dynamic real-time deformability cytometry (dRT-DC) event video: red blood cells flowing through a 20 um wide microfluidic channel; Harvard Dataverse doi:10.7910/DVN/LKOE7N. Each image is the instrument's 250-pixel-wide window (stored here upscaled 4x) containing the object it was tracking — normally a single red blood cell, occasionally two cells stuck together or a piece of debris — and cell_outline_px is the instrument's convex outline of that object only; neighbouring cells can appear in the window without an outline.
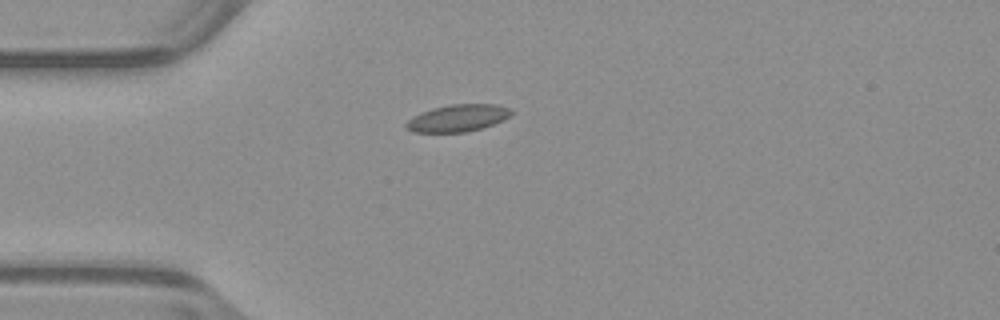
{"species": "common noctule bat (a hibernating species)", "species_latin": "Nyctalus noctula", "temperature_condition": "warm", "stored_images_in_passage": 40, "camera_frame_rate_fps": 3000, "um_per_image_px": 0.085, "animal": {"sex": "male", "body_mass_g": 23.1, "forearm_length_mm": 52.7}, "frame": {"image": 1, "passage_image": 1, "time_ms": 0.0, "image_size_px": [1000, 320], "cell_outline_px": [[512, 112], [504, 120], [484, 128], [468, 132], [412, 132], [404, 128], [404, 124], [412, 116], [420, 112], [432, 108], [452, 104], [496, 104], [512, 108]], "centroid_in_image_um": [38.9, 10.04], "position_along_channel_um": 46.1, "area_um2": 16.88}}
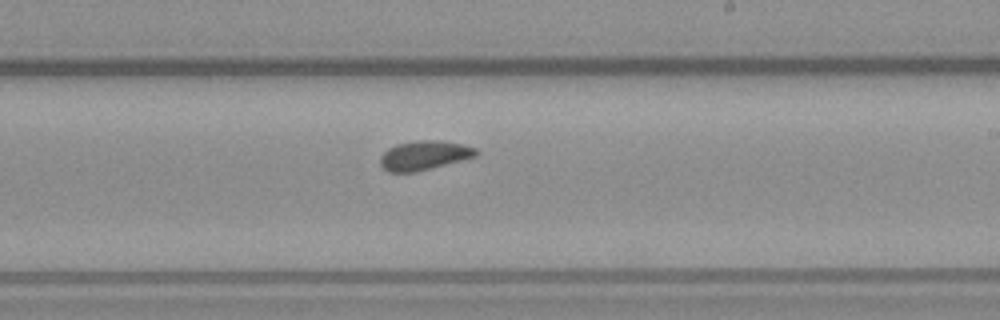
{"frame": {"image": 2, "passage_image": 18, "time_ms": 5.667, "image_size_px": [1000, 320], "cell_outline_px": [[480, 152], [476, 156], [416, 172], [388, 172], [380, 164], [380, 156], [388, 148], [396, 144], [416, 140], [436, 140], [460, 144], [476, 148]], "centroid_in_image_um": [36.03, 13.2], "position_along_channel_um": 253.0, "area_um2": 16.24}}
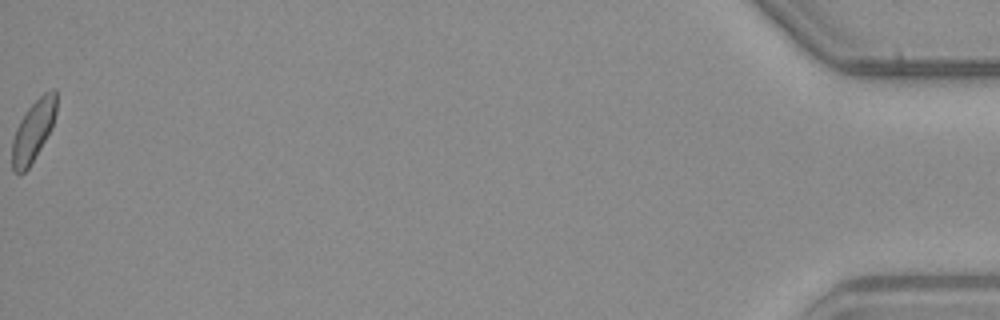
{"frame": {"image": 3, "passage_image": 40, "time_ms": 13.0, "image_size_px": [1000, 320], "cell_outline_px": [[56, 112], [52, 128], [28, 168], [20, 176], [12, 172], [12, 140], [16, 128], [24, 112], [44, 92], [52, 88], [56, 88]], "centroid_in_image_um": [2.81, 11.12], "position_along_channel_um": 432.4, "area_um2": 15.84}, "authors_computed_cell_mechanics": {"area_um2": 15.8372, "velocity_mm_per_s": 3.9321, "shape_relaxation_time_tau1_ms": 9.2452, "shape_relaxation_time_tau2_ms": 5.4382, "deformation_change_tau1": 0.0976, "deformation_change_tau2": 0.0986}}